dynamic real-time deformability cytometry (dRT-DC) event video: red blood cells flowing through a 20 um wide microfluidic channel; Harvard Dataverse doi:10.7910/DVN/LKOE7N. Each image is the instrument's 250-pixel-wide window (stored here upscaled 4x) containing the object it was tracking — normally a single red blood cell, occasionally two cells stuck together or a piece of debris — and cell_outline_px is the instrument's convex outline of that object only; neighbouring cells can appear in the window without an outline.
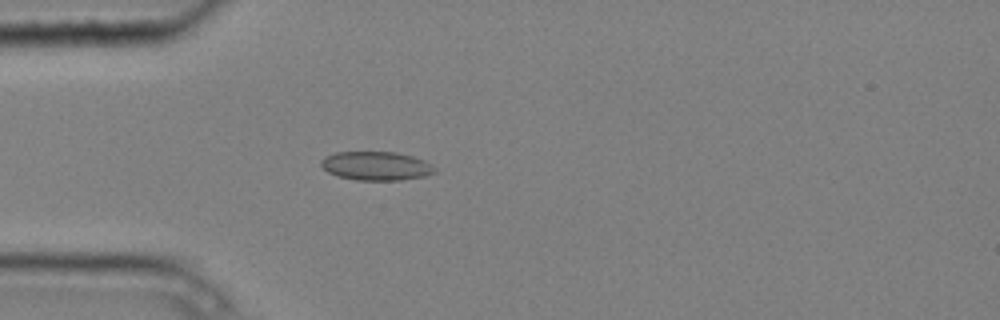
{"species": "common noctule bat (a hibernating species)", "species_latin": "Nyctalus noctula", "temperature_condition": "cold", "stored_images_in_passage": 4, "camera_frame_rate_fps": 3000, "um_per_image_px": 0.085, "animal": {"sex": "male", "body_mass_g": 20.4}, "frame": {"image": 1, "passage_image": 4, "time_ms": 1.0, "image_size_px": [1000, 320], "cell_outline_px": [[436, 172], [424, 176], [400, 180], [356, 180], [336, 176], [328, 172], [320, 164], [320, 160], [324, 156], [336, 152], [396, 152], [412, 156], [424, 160], [432, 164], [436, 168]], "centroid_in_image_um": [31.96, 14.1], "position_along_channel_um": 53.0, "area_um2": 19.19}}